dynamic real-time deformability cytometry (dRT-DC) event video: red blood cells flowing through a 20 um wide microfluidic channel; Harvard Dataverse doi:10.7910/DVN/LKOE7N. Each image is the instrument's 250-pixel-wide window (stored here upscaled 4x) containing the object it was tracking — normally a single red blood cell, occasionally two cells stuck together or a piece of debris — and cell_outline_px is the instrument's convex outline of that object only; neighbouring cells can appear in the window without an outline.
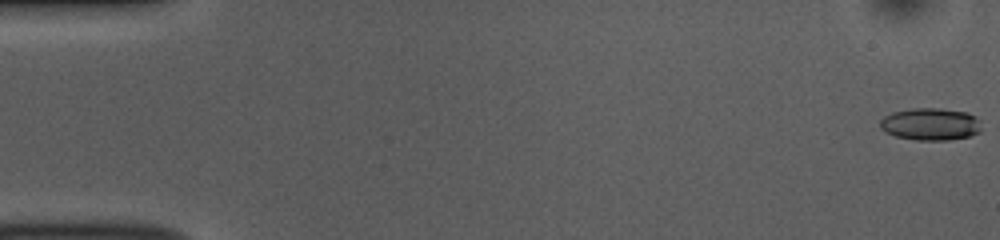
{"species": "common noctule bat (a hibernating species)", "species_latin": "Nyctalus noctula", "temperature_condition": "room temperature", "stored_images_in_passage": 54, "camera_frame_rate_fps": 3000, "um_per_image_px": 0.085, "animal": {"sex": "female", "body_mass_g": 10.0, "forearm_length_mm": 53.1}, "frame": {"image": 1, "passage_image": 1, "time_ms": 0.0, "image_size_px": [1000, 240], "cell_outline_px": [[980, 132], [968, 136], [948, 140], [916, 140], [896, 136], [884, 132], [880, 128], [880, 120], [884, 116], [892, 112], [912, 108], [940, 108], [968, 112], [976, 116], [980, 120]], "centroid_in_image_um": [79.09, 10.54], "position_along_channel_um": 5.9, "area_um2": 19.25}}
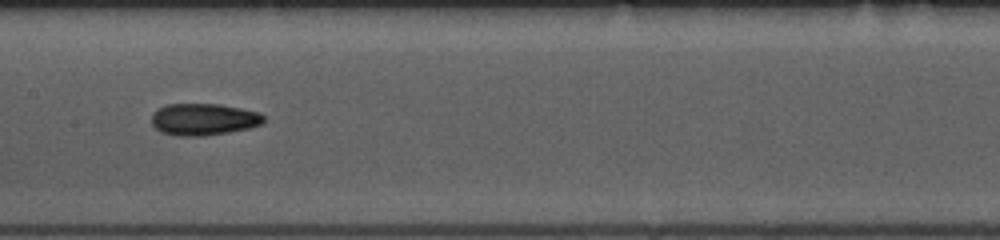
{"frame": {"image": 2, "passage_image": 27, "time_ms": 8.667, "image_size_px": [1000, 240], "cell_outline_px": [[264, 124], [248, 128], [228, 132], [204, 136], [176, 136], [160, 132], [152, 124], [152, 112], [156, 108], [164, 104], [220, 104], [260, 112], [264, 116]], "centroid_in_image_um": [17.28, 10.14], "position_along_channel_um": 190.1, "area_um2": 21.1}}
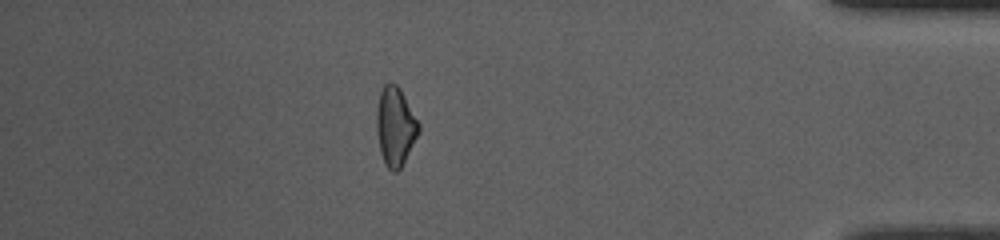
{"frame": {"image": 3, "passage_image": 47, "time_ms": 15.333, "image_size_px": [1000, 240], "cell_outline_px": [[420, 132], [400, 168], [396, 172], [392, 172], [388, 168], [380, 152], [376, 128], [376, 108], [380, 92], [384, 84], [396, 84], [400, 88], [420, 124]], "centroid_in_image_um": [33.6, 10.74], "position_along_channel_um": 401.6, "area_um2": 19.25}, "authors_computed_cell_mechanics": {"area_um2": 19.4786, "velocity_mm_per_s": 3.7868, "shape_relaxation_time_tau1_ms": 6.8806, "shape_relaxation_time_tau2_ms": 3.1484, "deformation_change_tau1": 0.1543, "deformation_change_tau2": 0.0985}}